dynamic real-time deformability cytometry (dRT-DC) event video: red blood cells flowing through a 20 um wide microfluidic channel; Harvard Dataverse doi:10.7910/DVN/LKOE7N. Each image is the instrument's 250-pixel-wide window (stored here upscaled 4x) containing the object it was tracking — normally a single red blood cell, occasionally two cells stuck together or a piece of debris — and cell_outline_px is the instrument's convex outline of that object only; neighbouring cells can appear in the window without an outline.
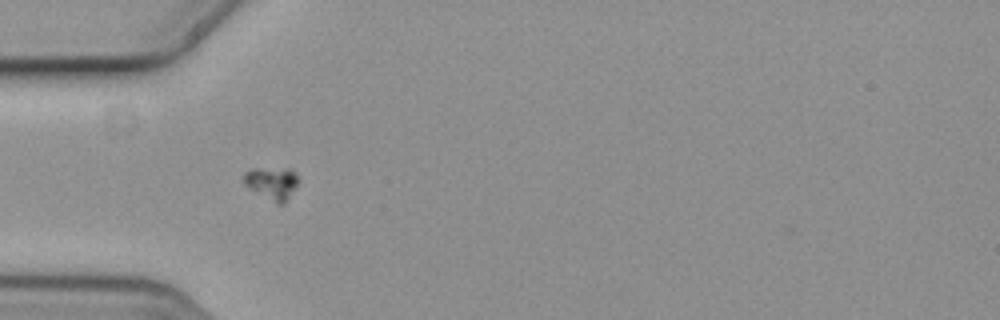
{"species": "common noctule bat (a hibernating species)", "species_latin": "Nyctalus noctula", "temperature_condition": "cold", "stored_images_in_passage": 5, "camera_frame_rate_fps": 3000, "um_per_image_px": 0.085, "animal": {"sex": "female", "body_mass_g": 19.3, "forearm_length_mm": 54.1}, "frame": {"image": 1, "passage_image": 5, "time_ms": 1.333, "image_size_px": [1000, 320], "cell_outline_px": [[296, 184], [284, 204], [276, 204], [248, 188], [244, 184], [244, 172], [252, 168], [288, 168], [296, 172]], "centroid_in_image_um": [23.07, 15.55], "position_along_channel_um": 61.9, "area_um2": 10.29}}